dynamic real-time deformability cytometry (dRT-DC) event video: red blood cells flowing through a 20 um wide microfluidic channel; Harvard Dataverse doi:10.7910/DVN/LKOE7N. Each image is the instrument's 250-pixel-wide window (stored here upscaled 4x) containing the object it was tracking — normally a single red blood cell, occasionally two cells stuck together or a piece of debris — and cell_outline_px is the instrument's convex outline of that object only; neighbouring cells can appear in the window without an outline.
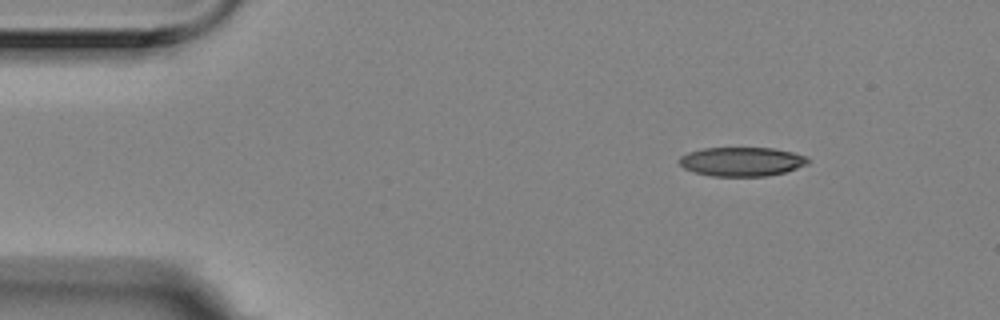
{"species": "Egyptian fruit bat (a non-hibernating species)", "species_latin": "Rousettus aegyptiacus", "temperature_condition": "room temperature", "stored_images_in_passage": 3, "camera_frame_rate_fps": 3000, "um_per_image_px": 0.085, "animal": {"sex": "female"}, "frame": {"image": 1, "passage_image": 1, "time_ms": 0.0, "image_size_px": [1000, 320], "cell_outline_px": [[812, 160], [808, 164], [784, 172], [764, 176], [712, 176], [696, 172], [684, 168], [680, 164], [680, 156], [688, 152], [704, 148], [772, 148], [792, 152], [804, 156]], "centroid_in_image_um": [63.06, 13.73], "position_along_channel_um": 21.9, "area_um2": 21.62}}